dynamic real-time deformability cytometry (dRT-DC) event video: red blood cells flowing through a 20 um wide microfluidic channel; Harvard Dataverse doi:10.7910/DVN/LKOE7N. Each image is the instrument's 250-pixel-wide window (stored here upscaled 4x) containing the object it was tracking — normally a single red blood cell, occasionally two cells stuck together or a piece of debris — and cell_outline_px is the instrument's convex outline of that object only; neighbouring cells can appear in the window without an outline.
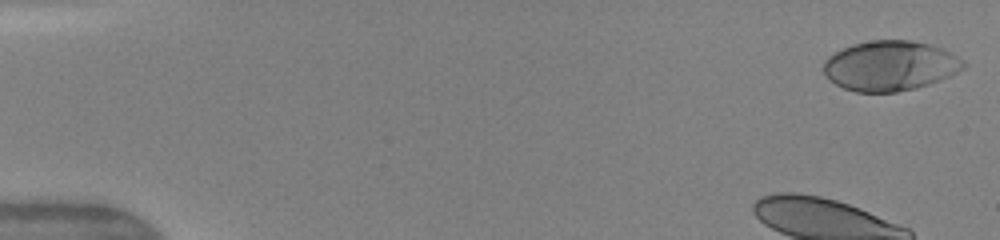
{"species": "human", "species_latin": "Homo sapiens", "temperature_condition": "warm", "stored_images_in_passage": 42, "camera_frame_rate_fps": 3000, "um_per_image_px": 0.085, "donor": {"sex": "female"}, "frame": {"image": 1, "passage_image": 1, "time_ms": 0.0, "image_size_px": [1000, 240], "cell_outline_px": [[968, 64], [964, 68], [940, 80], [916, 88], [896, 92], [856, 92], [844, 88], [828, 80], [824, 72], [824, 60], [828, 56], [852, 44], [872, 40], [912, 40], [928, 44], [940, 48], [964, 60]], "centroid_in_image_um": [75.64, 5.59], "position_along_channel_um": 9.4, "area_um2": 40.63}, "authors_computed_cell_mechanics": {"area_um2": 41.5871, "velocity_mm_per_s": 4.1585, "shape_relaxation_time_tau1_ms": 4.4327, "shape_relaxation_time_tau2_ms": 1.1276, "deformation_change_tau1": 0.1621, "deformation_change_tau2": 0.0823}}